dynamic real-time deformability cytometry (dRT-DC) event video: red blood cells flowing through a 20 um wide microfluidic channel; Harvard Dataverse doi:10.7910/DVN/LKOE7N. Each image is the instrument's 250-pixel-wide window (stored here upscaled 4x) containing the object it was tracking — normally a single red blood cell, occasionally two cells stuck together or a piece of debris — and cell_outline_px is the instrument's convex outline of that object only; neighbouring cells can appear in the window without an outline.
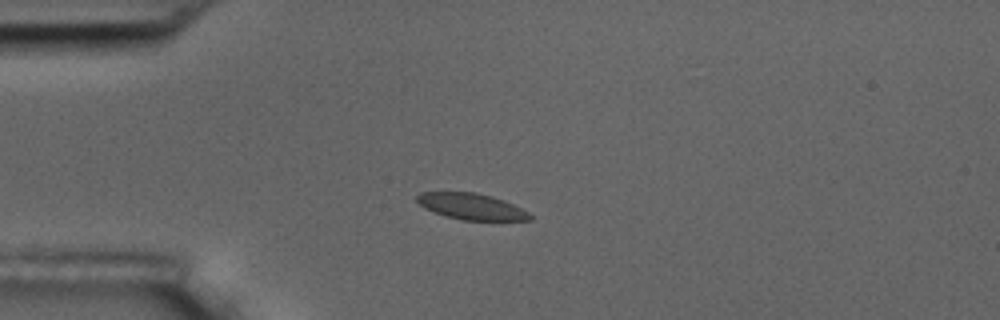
{"species": "common noctule bat (a hibernating species)", "species_latin": "Nyctalus noctula", "temperature_condition": "room temperature", "stored_images_in_passage": 9, "camera_frame_rate_fps": 3000, "um_per_image_px": 0.085, "animal": {"sex": "male", "body_mass_g": 17.5, "forearm_length_mm": 52.3}, "frame": {"image": 1, "passage_image": 4, "time_ms": 3.333, "image_size_px": [1000, 320], "cell_outline_px": [[536, 216], [532, 220], [460, 220], [444, 216], [424, 208], [416, 200], [416, 196], [420, 192], [476, 192], [492, 196], [504, 200]], "centroid_in_image_um": [40.08, 17.55], "position_along_channel_um": 44.9, "area_um2": 17.4}}
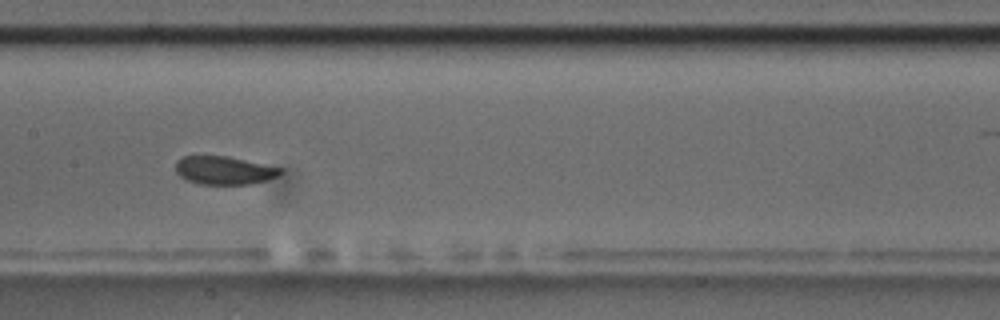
{"frame": {"image": 2, "passage_image": 8, "time_ms": 8.0, "image_size_px": [1000, 320], "cell_outline_px": [[284, 172], [276, 176], [252, 184], [200, 184], [188, 180], [180, 176], [176, 172], [176, 160], [180, 156], [228, 156], [284, 168]], "centroid_in_image_um": [19.06, 14.47], "position_along_channel_um": 188.3, "area_um2": 17.28}}
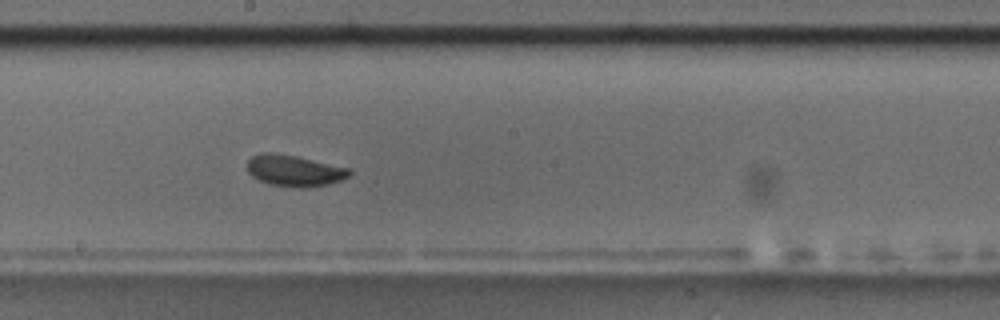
{"frame": {"image": 3, "passage_image": 9, "time_ms": 9.0, "image_size_px": [1000, 320], "cell_outline_px": [[352, 172], [348, 176], [340, 180], [328, 184], [308, 188], [292, 188], [268, 184], [252, 176], [248, 172], [248, 160], [252, 156], [260, 152], [272, 152], [296, 156], [352, 168]], "centroid_in_image_um": [25.03, 14.51], "position_along_channel_um": 223.2, "area_um2": 18.9}}